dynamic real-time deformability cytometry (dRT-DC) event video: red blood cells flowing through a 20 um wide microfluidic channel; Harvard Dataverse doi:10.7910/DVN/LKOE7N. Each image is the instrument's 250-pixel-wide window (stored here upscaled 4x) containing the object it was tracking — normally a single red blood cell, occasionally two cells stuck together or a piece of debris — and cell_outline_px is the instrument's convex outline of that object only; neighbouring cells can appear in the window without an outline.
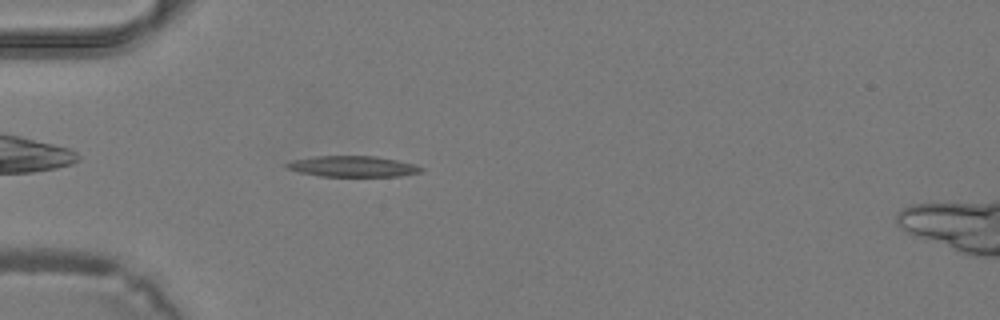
{"species": "common noctule bat (a hibernating species)", "species_latin": "Nyctalus noctula", "temperature_condition": "warm", "stored_images_in_passage": 31, "camera_frame_rate_fps": 3000, "um_per_image_px": 0.085, "animal": {"sex": "male", "body_mass_g": 19.2, "forearm_length_mm": 51.8}, "frame": {"image": 1, "passage_image": 3, "time_ms": 0.667, "image_size_px": [1000, 320], "cell_outline_px": [[424, 168], [420, 172], [400, 176], [320, 176], [300, 172], [284, 168], [284, 164], [292, 160], [316, 156], [376, 156], [416, 164]], "centroid_in_image_um": [29.96, 14.14], "position_along_channel_um": 55.0, "area_um2": 16.36}}
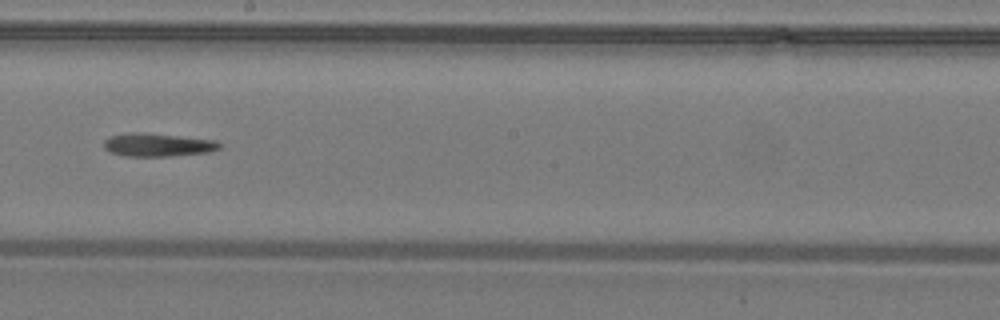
{"frame": {"image": 2, "passage_image": 14, "time_ms": 4.333, "image_size_px": [1000, 320], "cell_outline_px": [[220, 148], [208, 152], [168, 156], [128, 156], [112, 152], [104, 148], [104, 140], [108, 136], [128, 132], [140, 132], [216, 140], [220, 144]], "centroid_in_image_um": [13.37, 12.3], "position_along_channel_um": 234.8, "area_um2": 15.49}}
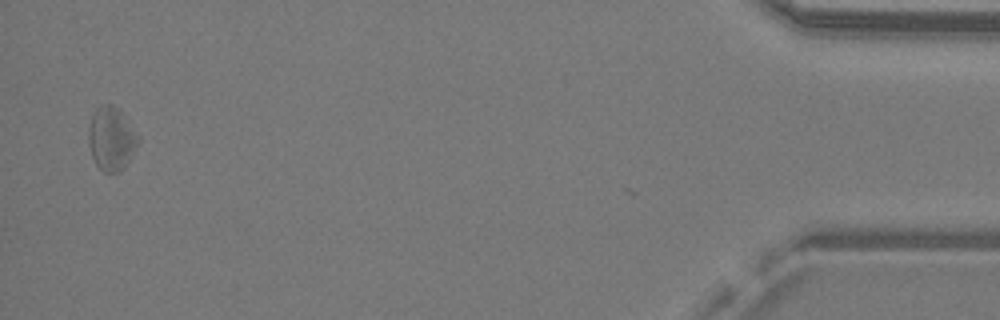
{"frame": {"image": 3, "passage_image": 30, "time_ms": 9.667, "image_size_px": [1000, 320], "cell_outline_px": [[140, 140], [128, 160], [120, 172], [104, 172], [96, 164], [92, 156], [88, 144], [88, 128], [92, 116], [96, 108], [100, 104], [112, 104], [124, 116], [140, 136]], "centroid_in_image_um": [9.45, 11.77], "position_along_channel_um": 425.8, "area_um2": 18.21}}